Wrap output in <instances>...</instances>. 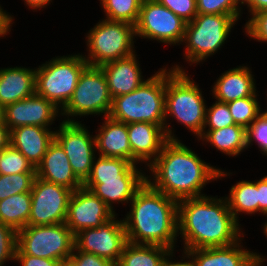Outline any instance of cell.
Wrapping results in <instances>:
<instances>
[{
  "instance_id": "6da1fadb",
  "label": "cell",
  "mask_w": 267,
  "mask_h": 266,
  "mask_svg": "<svg viewBox=\"0 0 267 266\" xmlns=\"http://www.w3.org/2000/svg\"><path fill=\"white\" fill-rule=\"evenodd\" d=\"M241 229L226 198L204 195L178 201V235L184 250L231 245L244 237Z\"/></svg>"
},
{
  "instance_id": "7a4b0ae2",
  "label": "cell",
  "mask_w": 267,
  "mask_h": 266,
  "mask_svg": "<svg viewBox=\"0 0 267 266\" xmlns=\"http://www.w3.org/2000/svg\"><path fill=\"white\" fill-rule=\"evenodd\" d=\"M148 167L153 181L147 175V182L155 190L177 201L204 196L201 190L209 181L227 176L224 170L201 160L180 140H168Z\"/></svg>"
},
{
  "instance_id": "3957f363",
  "label": "cell",
  "mask_w": 267,
  "mask_h": 266,
  "mask_svg": "<svg viewBox=\"0 0 267 266\" xmlns=\"http://www.w3.org/2000/svg\"><path fill=\"white\" fill-rule=\"evenodd\" d=\"M123 219L127 241L174 250L178 234V201L155 190L147 181L130 201Z\"/></svg>"
},
{
  "instance_id": "277c9868",
  "label": "cell",
  "mask_w": 267,
  "mask_h": 266,
  "mask_svg": "<svg viewBox=\"0 0 267 266\" xmlns=\"http://www.w3.org/2000/svg\"><path fill=\"white\" fill-rule=\"evenodd\" d=\"M166 67L146 79L137 89L112 99L109 117L125 124L149 122L160 125L168 140H178L165 120Z\"/></svg>"
},
{
  "instance_id": "5b68a950",
  "label": "cell",
  "mask_w": 267,
  "mask_h": 266,
  "mask_svg": "<svg viewBox=\"0 0 267 266\" xmlns=\"http://www.w3.org/2000/svg\"><path fill=\"white\" fill-rule=\"evenodd\" d=\"M167 70L165 120L169 116L174 117L199 139L203 132L207 108L199 85H196L179 65Z\"/></svg>"
},
{
  "instance_id": "8992f818",
  "label": "cell",
  "mask_w": 267,
  "mask_h": 266,
  "mask_svg": "<svg viewBox=\"0 0 267 266\" xmlns=\"http://www.w3.org/2000/svg\"><path fill=\"white\" fill-rule=\"evenodd\" d=\"M88 66L83 55L52 58L36 68V94L62 110L71 99L83 70Z\"/></svg>"
},
{
  "instance_id": "52a82bcc",
  "label": "cell",
  "mask_w": 267,
  "mask_h": 266,
  "mask_svg": "<svg viewBox=\"0 0 267 266\" xmlns=\"http://www.w3.org/2000/svg\"><path fill=\"white\" fill-rule=\"evenodd\" d=\"M135 26L127 22L99 21L87 34V57L90 66H101L107 62L128 57L135 53Z\"/></svg>"
},
{
  "instance_id": "ba28073f",
  "label": "cell",
  "mask_w": 267,
  "mask_h": 266,
  "mask_svg": "<svg viewBox=\"0 0 267 266\" xmlns=\"http://www.w3.org/2000/svg\"><path fill=\"white\" fill-rule=\"evenodd\" d=\"M235 22L231 15L197 14L186 23L182 41L186 46V60L198 64L215 54L225 43Z\"/></svg>"
},
{
  "instance_id": "9c48e42d",
  "label": "cell",
  "mask_w": 267,
  "mask_h": 266,
  "mask_svg": "<svg viewBox=\"0 0 267 266\" xmlns=\"http://www.w3.org/2000/svg\"><path fill=\"white\" fill-rule=\"evenodd\" d=\"M74 247V234L65 222L28 225L18 231L16 255H30L61 262L70 258Z\"/></svg>"
},
{
  "instance_id": "30bf717a",
  "label": "cell",
  "mask_w": 267,
  "mask_h": 266,
  "mask_svg": "<svg viewBox=\"0 0 267 266\" xmlns=\"http://www.w3.org/2000/svg\"><path fill=\"white\" fill-rule=\"evenodd\" d=\"M112 99L102 68L88 65L81 73L71 99L61 110V115L68 117L63 121L79 122L73 120L74 116L93 114L108 116Z\"/></svg>"
},
{
  "instance_id": "8fae6325",
  "label": "cell",
  "mask_w": 267,
  "mask_h": 266,
  "mask_svg": "<svg viewBox=\"0 0 267 266\" xmlns=\"http://www.w3.org/2000/svg\"><path fill=\"white\" fill-rule=\"evenodd\" d=\"M186 22L156 0H142L135 35L166 44L183 41Z\"/></svg>"
},
{
  "instance_id": "7c38bea8",
  "label": "cell",
  "mask_w": 267,
  "mask_h": 266,
  "mask_svg": "<svg viewBox=\"0 0 267 266\" xmlns=\"http://www.w3.org/2000/svg\"><path fill=\"white\" fill-rule=\"evenodd\" d=\"M72 190L35 177L31 190V213L28 225L64 223Z\"/></svg>"
},
{
  "instance_id": "4fadbf2b",
  "label": "cell",
  "mask_w": 267,
  "mask_h": 266,
  "mask_svg": "<svg viewBox=\"0 0 267 266\" xmlns=\"http://www.w3.org/2000/svg\"><path fill=\"white\" fill-rule=\"evenodd\" d=\"M116 215L96 228H87L74 235L73 251H83L110 260L115 265L127 244L123 220Z\"/></svg>"
},
{
  "instance_id": "5bb4252c",
  "label": "cell",
  "mask_w": 267,
  "mask_h": 266,
  "mask_svg": "<svg viewBox=\"0 0 267 266\" xmlns=\"http://www.w3.org/2000/svg\"><path fill=\"white\" fill-rule=\"evenodd\" d=\"M80 122L60 123L55 140L64 149L76 177L84 183L89 177L95 159L96 141Z\"/></svg>"
},
{
  "instance_id": "9a60e30c",
  "label": "cell",
  "mask_w": 267,
  "mask_h": 266,
  "mask_svg": "<svg viewBox=\"0 0 267 266\" xmlns=\"http://www.w3.org/2000/svg\"><path fill=\"white\" fill-rule=\"evenodd\" d=\"M115 215L91 190L81 187L72 192L65 224L75 235L83 229L96 228Z\"/></svg>"
},
{
  "instance_id": "2e32d148",
  "label": "cell",
  "mask_w": 267,
  "mask_h": 266,
  "mask_svg": "<svg viewBox=\"0 0 267 266\" xmlns=\"http://www.w3.org/2000/svg\"><path fill=\"white\" fill-rule=\"evenodd\" d=\"M60 109L51 101L37 95L22 99L5 107L4 123L9 128L21 126H40L48 128Z\"/></svg>"
},
{
  "instance_id": "e0dca14e",
  "label": "cell",
  "mask_w": 267,
  "mask_h": 266,
  "mask_svg": "<svg viewBox=\"0 0 267 266\" xmlns=\"http://www.w3.org/2000/svg\"><path fill=\"white\" fill-rule=\"evenodd\" d=\"M127 131L132 150V163L135 165L145 162L148 167L168 141L164 129L160 125L149 122L127 124Z\"/></svg>"
},
{
  "instance_id": "ac0fdd59",
  "label": "cell",
  "mask_w": 267,
  "mask_h": 266,
  "mask_svg": "<svg viewBox=\"0 0 267 266\" xmlns=\"http://www.w3.org/2000/svg\"><path fill=\"white\" fill-rule=\"evenodd\" d=\"M36 177L72 191L83 187V183L73 172L64 149L55 139L49 145L41 163L36 167Z\"/></svg>"
},
{
  "instance_id": "d6986e66",
  "label": "cell",
  "mask_w": 267,
  "mask_h": 266,
  "mask_svg": "<svg viewBox=\"0 0 267 266\" xmlns=\"http://www.w3.org/2000/svg\"><path fill=\"white\" fill-rule=\"evenodd\" d=\"M136 56L134 53L100 66L106 77L112 98L134 91L145 81L142 78L140 64Z\"/></svg>"
},
{
  "instance_id": "ffe728a7",
  "label": "cell",
  "mask_w": 267,
  "mask_h": 266,
  "mask_svg": "<svg viewBox=\"0 0 267 266\" xmlns=\"http://www.w3.org/2000/svg\"><path fill=\"white\" fill-rule=\"evenodd\" d=\"M55 139V131L40 126H21L10 130V145L19 150L36 168L49 145Z\"/></svg>"
},
{
  "instance_id": "44dd1931",
  "label": "cell",
  "mask_w": 267,
  "mask_h": 266,
  "mask_svg": "<svg viewBox=\"0 0 267 266\" xmlns=\"http://www.w3.org/2000/svg\"><path fill=\"white\" fill-rule=\"evenodd\" d=\"M241 239L231 245L186 250L194 266H253L256 254L242 249Z\"/></svg>"
},
{
  "instance_id": "7402d4cb",
  "label": "cell",
  "mask_w": 267,
  "mask_h": 266,
  "mask_svg": "<svg viewBox=\"0 0 267 266\" xmlns=\"http://www.w3.org/2000/svg\"><path fill=\"white\" fill-rule=\"evenodd\" d=\"M95 136L96 150L99 156L121 158L132 163V150L128 140L127 124L114 120L109 116Z\"/></svg>"
},
{
  "instance_id": "603a6c76",
  "label": "cell",
  "mask_w": 267,
  "mask_h": 266,
  "mask_svg": "<svg viewBox=\"0 0 267 266\" xmlns=\"http://www.w3.org/2000/svg\"><path fill=\"white\" fill-rule=\"evenodd\" d=\"M146 181L147 178L86 179L83 187L91 190L114 211L113 203H129Z\"/></svg>"
},
{
  "instance_id": "cb8c5ba5",
  "label": "cell",
  "mask_w": 267,
  "mask_h": 266,
  "mask_svg": "<svg viewBox=\"0 0 267 266\" xmlns=\"http://www.w3.org/2000/svg\"><path fill=\"white\" fill-rule=\"evenodd\" d=\"M251 73L246 66H239L222 73L212 89L215 99L229 103L236 99L257 96L256 83Z\"/></svg>"
},
{
  "instance_id": "d4e9b609",
  "label": "cell",
  "mask_w": 267,
  "mask_h": 266,
  "mask_svg": "<svg viewBox=\"0 0 267 266\" xmlns=\"http://www.w3.org/2000/svg\"><path fill=\"white\" fill-rule=\"evenodd\" d=\"M36 70L11 67L0 69V103L6 107L36 93Z\"/></svg>"
},
{
  "instance_id": "484cf974",
  "label": "cell",
  "mask_w": 267,
  "mask_h": 266,
  "mask_svg": "<svg viewBox=\"0 0 267 266\" xmlns=\"http://www.w3.org/2000/svg\"><path fill=\"white\" fill-rule=\"evenodd\" d=\"M209 142L218 151L237 156L247 148L246 128L233 124L217 130H203L199 140Z\"/></svg>"
},
{
  "instance_id": "4316f807",
  "label": "cell",
  "mask_w": 267,
  "mask_h": 266,
  "mask_svg": "<svg viewBox=\"0 0 267 266\" xmlns=\"http://www.w3.org/2000/svg\"><path fill=\"white\" fill-rule=\"evenodd\" d=\"M171 249L158 245L127 242L115 266H161Z\"/></svg>"
},
{
  "instance_id": "83f0119b",
  "label": "cell",
  "mask_w": 267,
  "mask_h": 266,
  "mask_svg": "<svg viewBox=\"0 0 267 266\" xmlns=\"http://www.w3.org/2000/svg\"><path fill=\"white\" fill-rule=\"evenodd\" d=\"M31 213V192L12 195L0 201V222L17 232L28 226Z\"/></svg>"
},
{
  "instance_id": "f1b7e54d",
  "label": "cell",
  "mask_w": 267,
  "mask_h": 266,
  "mask_svg": "<svg viewBox=\"0 0 267 266\" xmlns=\"http://www.w3.org/2000/svg\"><path fill=\"white\" fill-rule=\"evenodd\" d=\"M95 161L96 157L87 179L147 178L141 169L125 159L99 156Z\"/></svg>"
},
{
  "instance_id": "f546056e",
  "label": "cell",
  "mask_w": 267,
  "mask_h": 266,
  "mask_svg": "<svg viewBox=\"0 0 267 266\" xmlns=\"http://www.w3.org/2000/svg\"><path fill=\"white\" fill-rule=\"evenodd\" d=\"M225 198L232 215L237 221H239V212L254 214L259 211L256 181H239L231 187L229 196Z\"/></svg>"
},
{
  "instance_id": "4dcf8cb0",
  "label": "cell",
  "mask_w": 267,
  "mask_h": 266,
  "mask_svg": "<svg viewBox=\"0 0 267 266\" xmlns=\"http://www.w3.org/2000/svg\"><path fill=\"white\" fill-rule=\"evenodd\" d=\"M106 19L136 25L142 0H100Z\"/></svg>"
},
{
  "instance_id": "1f68e13d",
  "label": "cell",
  "mask_w": 267,
  "mask_h": 266,
  "mask_svg": "<svg viewBox=\"0 0 267 266\" xmlns=\"http://www.w3.org/2000/svg\"><path fill=\"white\" fill-rule=\"evenodd\" d=\"M257 100V96H248L227 103L235 124L246 129L251 125L262 111Z\"/></svg>"
},
{
  "instance_id": "d6a6232c",
  "label": "cell",
  "mask_w": 267,
  "mask_h": 266,
  "mask_svg": "<svg viewBox=\"0 0 267 266\" xmlns=\"http://www.w3.org/2000/svg\"><path fill=\"white\" fill-rule=\"evenodd\" d=\"M36 173V168L11 145L0 151V174Z\"/></svg>"
},
{
  "instance_id": "836d02e7",
  "label": "cell",
  "mask_w": 267,
  "mask_h": 266,
  "mask_svg": "<svg viewBox=\"0 0 267 266\" xmlns=\"http://www.w3.org/2000/svg\"><path fill=\"white\" fill-rule=\"evenodd\" d=\"M36 173L0 174V201L15 194L31 192Z\"/></svg>"
},
{
  "instance_id": "e575fe53",
  "label": "cell",
  "mask_w": 267,
  "mask_h": 266,
  "mask_svg": "<svg viewBox=\"0 0 267 266\" xmlns=\"http://www.w3.org/2000/svg\"><path fill=\"white\" fill-rule=\"evenodd\" d=\"M196 4L197 14L231 15L236 21L241 15L238 0H196Z\"/></svg>"
},
{
  "instance_id": "d590c367",
  "label": "cell",
  "mask_w": 267,
  "mask_h": 266,
  "mask_svg": "<svg viewBox=\"0 0 267 266\" xmlns=\"http://www.w3.org/2000/svg\"><path fill=\"white\" fill-rule=\"evenodd\" d=\"M235 124L229 111L228 104L216 101L212 106L206 108L205 123L203 130H217Z\"/></svg>"
},
{
  "instance_id": "8d00e7d4",
  "label": "cell",
  "mask_w": 267,
  "mask_h": 266,
  "mask_svg": "<svg viewBox=\"0 0 267 266\" xmlns=\"http://www.w3.org/2000/svg\"><path fill=\"white\" fill-rule=\"evenodd\" d=\"M247 149L252 142L257 141L258 147L267 156V112H261L259 116L246 129ZM251 144V145H250Z\"/></svg>"
},
{
  "instance_id": "74e56055",
  "label": "cell",
  "mask_w": 267,
  "mask_h": 266,
  "mask_svg": "<svg viewBox=\"0 0 267 266\" xmlns=\"http://www.w3.org/2000/svg\"><path fill=\"white\" fill-rule=\"evenodd\" d=\"M17 242L18 232L0 222V266H3L6 261H15Z\"/></svg>"
},
{
  "instance_id": "f35d334b",
  "label": "cell",
  "mask_w": 267,
  "mask_h": 266,
  "mask_svg": "<svg viewBox=\"0 0 267 266\" xmlns=\"http://www.w3.org/2000/svg\"><path fill=\"white\" fill-rule=\"evenodd\" d=\"M170 9L174 14L184 20L191 22L197 15L196 0H156Z\"/></svg>"
},
{
  "instance_id": "ab89813d",
  "label": "cell",
  "mask_w": 267,
  "mask_h": 266,
  "mask_svg": "<svg viewBox=\"0 0 267 266\" xmlns=\"http://www.w3.org/2000/svg\"><path fill=\"white\" fill-rule=\"evenodd\" d=\"M244 28L251 39L267 42V10L252 15Z\"/></svg>"
},
{
  "instance_id": "60d3db41",
  "label": "cell",
  "mask_w": 267,
  "mask_h": 266,
  "mask_svg": "<svg viewBox=\"0 0 267 266\" xmlns=\"http://www.w3.org/2000/svg\"><path fill=\"white\" fill-rule=\"evenodd\" d=\"M70 258L77 266H115L110 260L83 251H73Z\"/></svg>"
},
{
  "instance_id": "b9f144b4",
  "label": "cell",
  "mask_w": 267,
  "mask_h": 266,
  "mask_svg": "<svg viewBox=\"0 0 267 266\" xmlns=\"http://www.w3.org/2000/svg\"><path fill=\"white\" fill-rule=\"evenodd\" d=\"M15 260L21 263V266H59L60 261L34 257L30 255H15Z\"/></svg>"
},
{
  "instance_id": "7bdbcfd3",
  "label": "cell",
  "mask_w": 267,
  "mask_h": 266,
  "mask_svg": "<svg viewBox=\"0 0 267 266\" xmlns=\"http://www.w3.org/2000/svg\"><path fill=\"white\" fill-rule=\"evenodd\" d=\"M258 189L259 213L267 217V176L256 181Z\"/></svg>"
},
{
  "instance_id": "ee69618b",
  "label": "cell",
  "mask_w": 267,
  "mask_h": 266,
  "mask_svg": "<svg viewBox=\"0 0 267 266\" xmlns=\"http://www.w3.org/2000/svg\"><path fill=\"white\" fill-rule=\"evenodd\" d=\"M173 251L174 250H171V251H169L167 253V255L165 256V258H164V260H163V262L161 264V266H194L193 261L190 260L191 259V256H190V254L186 250H183V252L185 254V256H183L184 257L183 259H185V257H186V259H189V260H187V261L184 260V262H182L183 259L180 262H176V260H175V262L172 261V260H169L171 258L173 259V257H172L174 255L173 254L174 253Z\"/></svg>"
},
{
  "instance_id": "f6af8a7d",
  "label": "cell",
  "mask_w": 267,
  "mask_h": 266,
  "mask_svg": "<svg viewBox=\"0 0 267 266\" xmlns=\"http://www.w3.org/2000/svg\"><path fill=\"white\" fill-rule=\"evenodd\" d=\"M13 18L8 13L3 11L2 7L0 6V38L2 36L7 35L9 33L10 26L13 22Z\"/></svg>"
},
{
  "instance_id": "bcb514c9",
  "label": "cell",
  "mask_w": 267,
  "mask_h": 266,
  "mask_svg": "<svg viewBox=\"0 0 267 266\" xmlns=\"http://www.w3.org/2000/svg\"><path fill=\"white\" fill-rule=\"evenodd\" d=\"M244 5L248 6L250 15L267 10V0H248Z\"/></svg>"
},
{
  "instance_id": "7dc6e473",
  "label": "cell",
  "mask_w": 267,
  "mask_h": 266,
  "mask_svg": "<svg viewBox=\"0 0 267 266\" xmlns=\"http://www.w3.org/2000/svg\"><path fill=\"white\" fill-rule=\"evenodd\" d=\"M10 145V130L5 123H0V151Z\"/></svg>"
},
{
  "instance_id": "c3c4849f",
  "label": "cell",
  "mask_w": 267,
  "mask_h": 266,
  "mask_svg": "<svg viewBox=\"0 0 267 266\" xmlns=\"http://www.w3.org/2000/svg\"><path fill=\"white\" fill-rule=\"evenodd\" d=\"M51 0H24L25 4L32 9H40L45 8L47 5L50 4Z\"/></svg>"
},
{
  "instance_id": "681fc988",
  "label": "cell",
  "mask_w": 267,
  "mask_h": 266,
  "mask_svg": "<svg viewBox=\"0 0 267 266\" xmlns=\"http://www.w3.org/2000/svg\"><path fill=\"white\" fill-rule=\"evenodd\" d=\"M59 266H77V264L71 258H68V259L62 260L59 263Z\"/></svg>"
},
{
  "instance_id": "f907efd6",
  "label": "cell",
  "mask_w": 267,
  "mask_h": 266,
  "mask_svg": "<svg viewBox=\"0 0 267 266\" xmlns=\"http://www.w3.org/2000/svg\"><path fill=\"white\" fill-rule=\"evenodd\" d=\"M264 261L265 258H263V256L256 254V262L253 264V266H262Z\"/></svg>"
},
{
  "instance_id": "816d5d0a",
  "label": "cell",
  "mask_w": 267,
  "mask_h": 266,
  "mask_svg": "<svg viewBox=\"0 0 267 266\" xmlns=\"http://www.w3.org/2000/svg\"><path fill=\"white\" fill-rule=\"evenodd\" d=\"M5 107L0 103V123H4Z\"/></svg>"
},
{
  "instance_id": "f5cc1de1",
  "label": "cell",
  "mask_w": 267,
  "mask_h": 266,
  "mask_svg": "<svg viewBox=\"0 0 267 266\" xmlns=\"http://www.w3.org/2000/svg\"><path fill=\"white\" fill-rule=\"evenodd\" d=\"M248 0H238V2L240 3V6L241 5H244Z\"/></svg>"
},
{
  "instance_id": "db71d44e",
  "label": "cell",
  "mask_w": 267,
  "mask_h": 266,
  "mask_svg": "<svg viewBox=\"0 0 267 266\" xmlns=\"http://www.w3.org/2000/svg\"><path fill=\"white\" fill-rule=\"evenodd\" d=\"M263 230H264V235H266L267 236V227H263Z\"/></svg>"
}]
</instances>
